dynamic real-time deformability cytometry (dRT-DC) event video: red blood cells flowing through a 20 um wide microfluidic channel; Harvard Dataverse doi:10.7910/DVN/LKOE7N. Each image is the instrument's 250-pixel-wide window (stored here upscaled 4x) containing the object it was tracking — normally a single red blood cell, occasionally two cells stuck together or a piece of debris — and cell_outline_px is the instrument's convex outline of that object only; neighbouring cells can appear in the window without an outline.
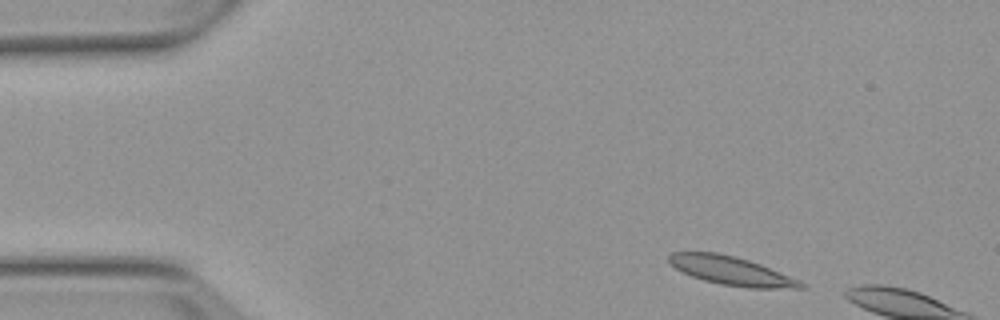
{"species": "Egyptian fruit bat (a non-hibernating species)", "species_latin": "Rousettus aegyptiacus", "temperature_condition": "warm", "stored_images_in_passage": 2, "camera_frame_rate_fps": 3000, "um_per_image_px": 0.085, "animal": {"sex": "female"}, "frame": {"image": 1, "passage_image": 1, "time_ms": 0.0, "image_size_px": [1000, 320], "cell_outline_px": [[808, 288], [748, 288], [720, 284], [704, 280], [680, 272], [668, 260], [668, 256], [672, 252], [716, 252], [736, 256], [760, 264], [800, 280]], "centroid_in_image_um": [62.16, 23.02], "position_along_channel_um": 22.8, "area_um2": 21.96}}